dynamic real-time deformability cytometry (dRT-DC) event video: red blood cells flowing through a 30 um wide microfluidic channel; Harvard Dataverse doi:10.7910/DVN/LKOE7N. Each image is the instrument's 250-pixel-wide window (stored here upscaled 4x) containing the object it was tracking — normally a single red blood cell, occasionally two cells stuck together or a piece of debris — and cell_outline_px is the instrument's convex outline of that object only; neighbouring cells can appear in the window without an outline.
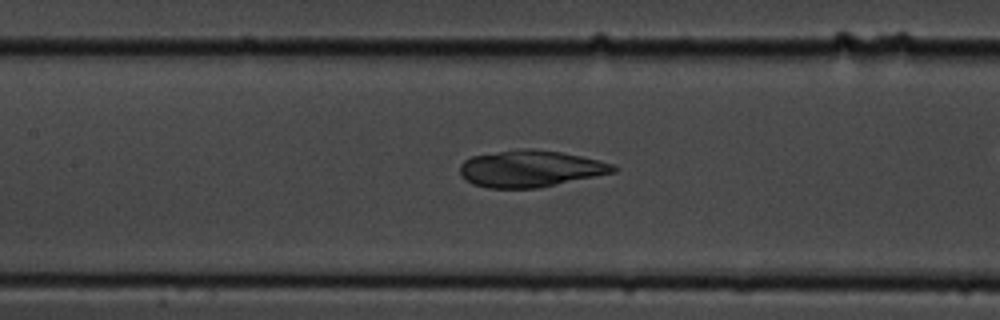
{"species": "common noctule bat (a hibernating species)", "species_latin": "Nyctalus noctula", "temperature_condition": "cold", "stored_images_in_passage": 43, "camera_frame_rate_fps": 3000, "um_per_image_px": 0.085, "animal": {"sex": "male", "body_mass_g": 19.5, "forearm_length_mm": 54.6}, "frame": {"image": 1, "passage_image": 25, "time_ms": 8.0, "image_size_px": [1000, 320], "cell_outline_px": [[620, 168], [616, 172], [540, 188], [488, 188], [472, 184], [460, 176], [460, 164], [464, 160], [472, 156], [524, 148], [532, 148], [560, 152], [580, 156], [612, 164]], "centroid_in_image_um": [45.08, 14.35], "position_along_channel_um": 162.3, "area_um2": 32.83}}
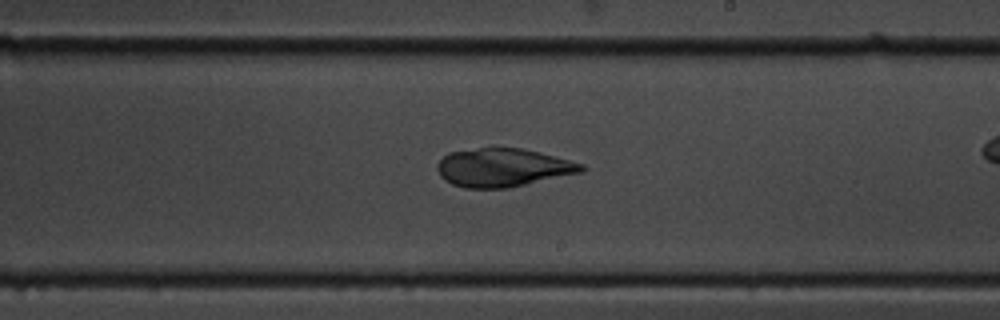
{"frame": {"image": 2, "passage_image": 32, "time_ms": 10.333, "image_size_px": [1000, 320], "cell_outline_px": [[588, 168], [584, 172], [508, 188], [464, 188], [452, 184], [444, 180], [440, 176], [436, 168], [436, 164], [448, 152], [480, 148], [520, 148], [584, 164]], "centroid_in_image_um": [42.74, 14.26], "position_along_channel_um": 246.3, "area_um2": 32.19}}
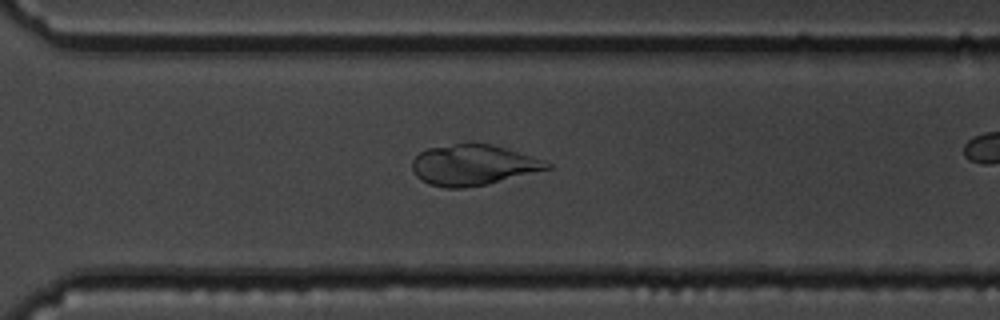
{"frame": {"image": 3, "passage_image": 39, "time_ms": 12.667, "image_size_px": [1000, 320], "cell_outline_px": [[552, 168], [488, 184], [464, 188], [444, 188], [428, 184], [420, 180], [412, 172], [412, 160], [420, 152], [428, 148], [468, 140], [472, 140], [504, 148], [544, 160], [552, 164]], "centroid_in_image_um": [40.17, 14.01], "position_along_channel_um": 330.4, "area_um2": 32.48}}